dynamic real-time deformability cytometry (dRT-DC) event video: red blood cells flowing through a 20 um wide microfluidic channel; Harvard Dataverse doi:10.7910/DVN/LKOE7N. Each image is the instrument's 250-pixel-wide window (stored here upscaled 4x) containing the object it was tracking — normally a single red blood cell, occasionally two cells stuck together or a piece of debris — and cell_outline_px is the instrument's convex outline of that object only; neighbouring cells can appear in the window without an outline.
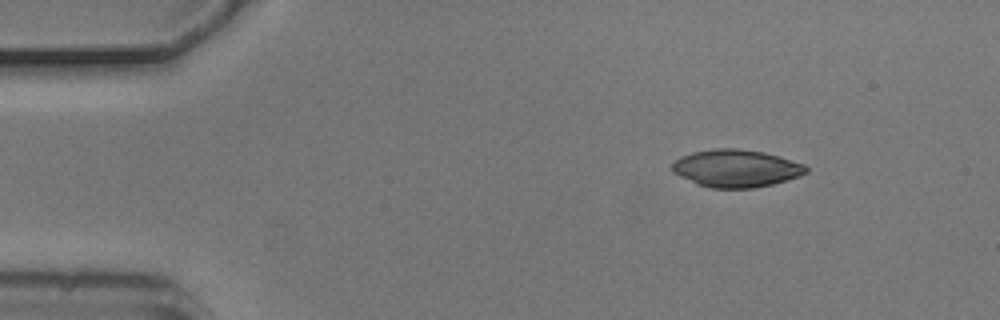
{"species": "common noctule bat (a hibernating species)", "species_latin": "Nyctalus noctula", "temperature_condition": "cold", "stored_images_in_passage": 3, "camera_frame_rate_fps": 3000, "um_per_image_px": 0.085, "animal": {"sex": "male", "body_mass_g": 20.5, "forearm_length_mm": 52.5}, "frame": {"image": 1, "passage_image": 1, "time_ms": 0.0, "image_size_px": [1000, 320], "cell_outline_px": [[808, 172], [800, 176], [772, 184], [752, 188], [708, 188], [696, 184], [672, 172], [672, 164], [680, 156], [692, 152], [712, 148], [736, 148], [764, 152], [780, 156], [804, 164], [808, 168]], "centroid_in_image_um": [62.56, 14.3], "position_along_channel_um": 22.4, "area_um2": 29.48}}